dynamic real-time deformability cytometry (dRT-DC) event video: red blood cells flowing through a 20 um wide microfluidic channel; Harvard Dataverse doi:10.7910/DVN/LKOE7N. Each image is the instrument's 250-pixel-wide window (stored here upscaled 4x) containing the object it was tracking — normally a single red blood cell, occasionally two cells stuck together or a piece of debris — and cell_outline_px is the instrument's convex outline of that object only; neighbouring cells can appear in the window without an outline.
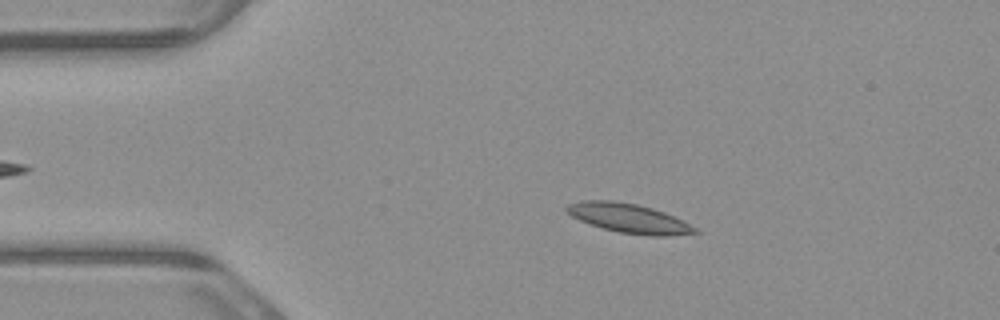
{"species": "common noctule bat (a hibernating species)", "species_latin": "Nyctalus noctula", "temperature_condition": "warm", "stored_images_in_passage": 3, "camera_frame_rate_fps": 3000, "um_per_image_px": 0.085, "animal": {"sex": "male", "body_mass_g": 23.1, "forearm_length_mm": 52.7}, "frame": {"image": 1, "passage_image": 2, "time_ms": 0.333, "image_size_px": [1000, 320], "cell_outline_px": [[700, 232], [668, 236], [652, 236], [620, 232], [604, 228], [580, 220], [572, 216], [564, 208], [568, 204], [584, 200], [612, 200], [636, 204], [652, 208], [664, 212], [696, 228]], "centroid_in_image_um": [53.43, 18.54], "position_along_channel_um": 31.6, "area_um2": 21.44}}